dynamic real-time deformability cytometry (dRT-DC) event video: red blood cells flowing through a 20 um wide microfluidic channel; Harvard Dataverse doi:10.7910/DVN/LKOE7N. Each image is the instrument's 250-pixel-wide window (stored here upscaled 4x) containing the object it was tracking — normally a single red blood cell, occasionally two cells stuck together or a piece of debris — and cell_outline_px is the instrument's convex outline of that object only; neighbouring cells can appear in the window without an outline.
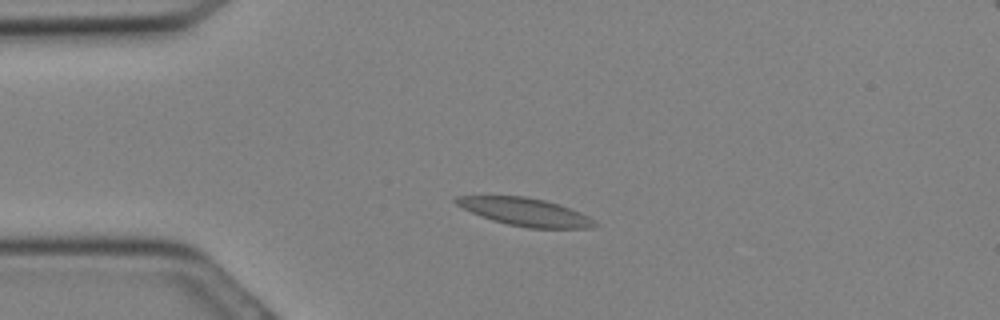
{"species": "Egyptian fruit bat (a non-hibernating species)", "species_latin": "Rousettus aegyptiacus", "temperature_condition": "cold", "stored_images_in_passage": 11, "camera_frame_rate_fps": 3000, "um_per_image_px": 0.085, "animal": {"sex": "female"}, "frame": {"image": 1, "passage_image": 7, "time_ms": 2.0, "image_size_px": [1000, 320], "cell_outline_px": [[600, 224], [592, 228], [528, 228], [508, 224], [492, 220], [472, 212], [456, 204], [452, 200], [456, 196], [524, 196], [544, 200], [560, 204], [580, 212], [596, 220]], "centroid_in_image_um": [44.69, 18.02], "position_along_channel_um": 40.3, "area_um2": 22.48}}
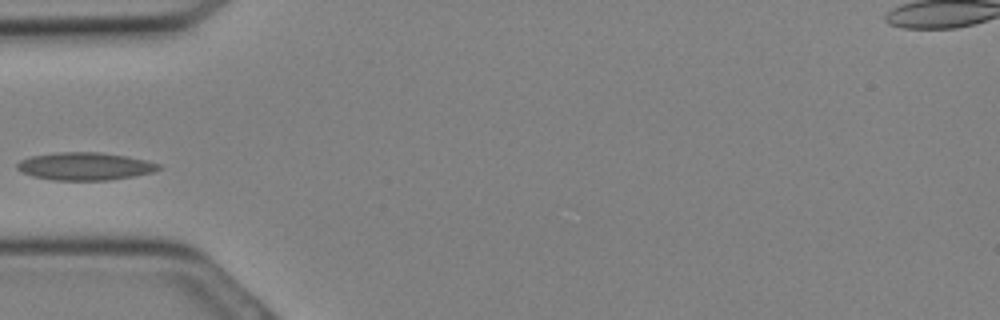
{"frame": {"image": 2, "passage_image": 10, "time_ms": 3.0, "image_size_px": [1000, 320], "cell_outline_px": [[160, 168], [152, 172], [136, 176], [108, 180], [52, 180], [32, 176], [20, 172], [16, 168], [16, 164], [20, 160], [32, 156], [56, 152], [100, 152], [124, 156], [144, 160], [160, 164]], "centroid_in_image_um": [7.17, 14.14], "position_along_channel_um": 77.8, "area_um2": 22.83}}